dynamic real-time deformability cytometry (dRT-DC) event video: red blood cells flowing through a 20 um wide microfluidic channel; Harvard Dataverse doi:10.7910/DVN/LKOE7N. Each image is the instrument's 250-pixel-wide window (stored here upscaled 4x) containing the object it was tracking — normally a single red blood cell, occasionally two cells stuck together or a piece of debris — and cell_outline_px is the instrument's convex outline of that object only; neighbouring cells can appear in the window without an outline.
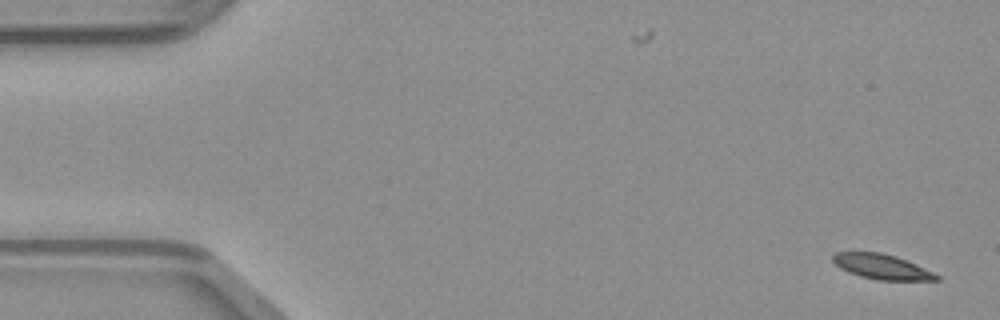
{"species": "common noctule bat (a hibernating species)", "species_latin": "Nyctalus noctula", "temperature_condition": "warm", "stored_images_in_passage": 48, "camera_frame_rate_fps": 3000, "um_per_image_px": 0.085, "animal": {"sex": "male", "body_mass_g": 23.1, "forearm_length_mm": 52.7}, "frame": {"image": 1, "passage_image": 1, "time_ms": 0.0, "image_size_px": [1000, 320], "cell_outline_px": [[940, 280], [876, 280], [860, 276], [848, 272], [840, 268], [832, 260], [832, 256], [836, 252], [880, 252], [896, 256], [916, 264], [940, 276]], "centroid_in_image_um": [74.94, 22.67], "position_along_channel_um": 10.1, "area_um2": 15.03}}
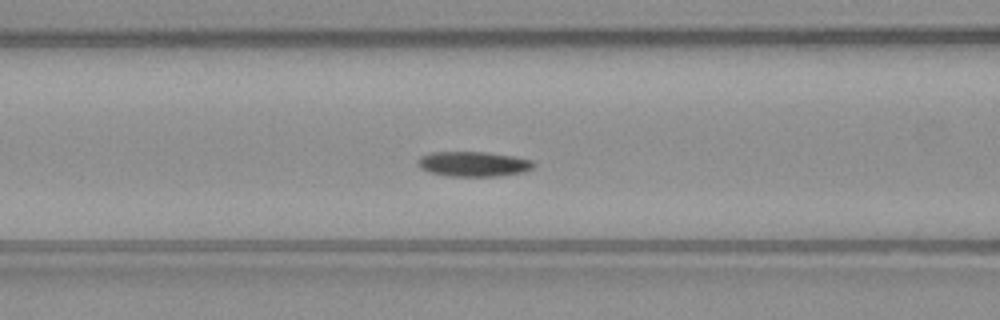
{"frame": {"image": 2, "passage_image": 19, "time_ms": 6.0, "image_size_px": [1000, 320], "cell_outline_px": [[536, 164], [532, 168], [524, 172], [496, 176], [448, 176], [428, 172], [420, 168], [416, 164], [416, 160], [420, 156], [432, 152], [484, 152], [512, 156], [532, 160]], "centroid_in_image_um": [40.19, 13.94], "position_along_channel_um": 126.4, "area_um2": 16.94}}
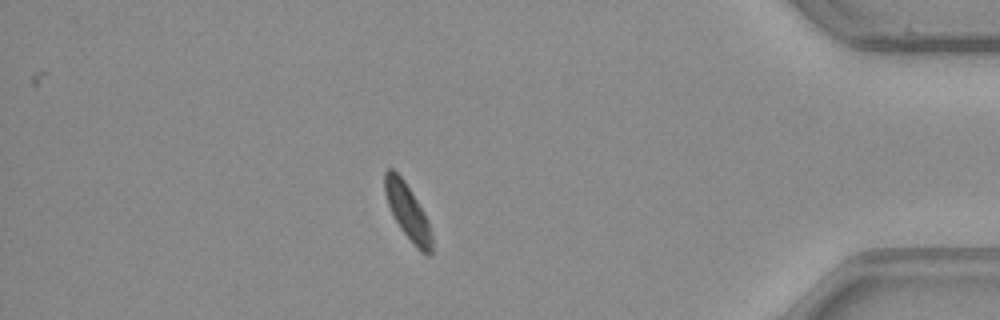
{"frame": {"image": 3, "passage_image": 42, "time_ms": 13.667, "image_size_px": [1000, 320], "cell_outline_px": [[432, 256], [428, 256], [420, 252], [416, 248], [400, 228], [388, 204], [384, 192], [384, 172], [388, 168], [392, 168], [404, 180], [424, 212], [428, 220], [432, 236]], "centroid_in_image_um": [34.67, 18.03], "position_along_channel_um": 400.5, "area_um2": 15.26}}